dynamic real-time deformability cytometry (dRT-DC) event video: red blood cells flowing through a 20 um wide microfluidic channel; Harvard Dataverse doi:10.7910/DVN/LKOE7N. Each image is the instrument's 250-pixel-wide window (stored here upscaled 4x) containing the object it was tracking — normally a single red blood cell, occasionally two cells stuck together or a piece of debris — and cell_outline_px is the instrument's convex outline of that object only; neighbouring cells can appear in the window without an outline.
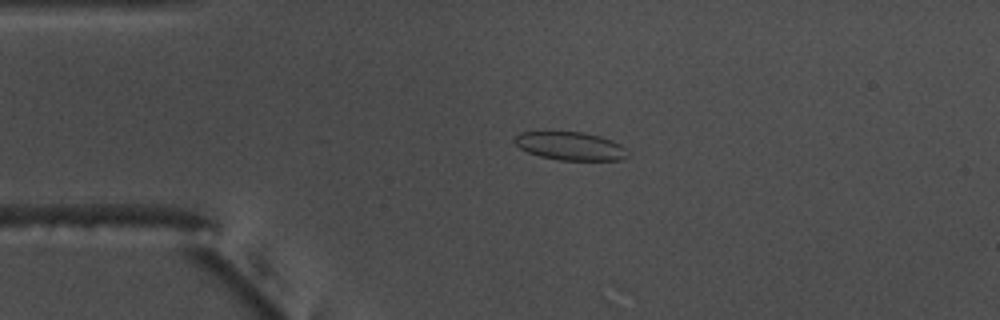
{"species": "common noctule bat (a hibernating species)", "species_latin": "Nyctalus noctula", "temperature_condition": "warm", "stored_images_in_passage": 44, "camera_frame_rate_fps": 3000, "um_per_image_px": 0.085, "animal": {"sex": "male", "body_mass_g": 17.5, "forearm_length_mm": 52.3}, "frame": {"image": 1, "passage_image": 1, "time_ms": 0.0, "image_size_px": [1000, 320], "cell_outline_px": [[628, 156], [620, 160], [560, 160], [540, 156], [528, 152], [520, 148], [512, 140], [512, 136], [520, 132], [584, 132], [600, 136], [612, 140], [620, 144], [624, 148]], "centroid_in_image_um": [48.44, 12.41], "position_along_channel_um": 36.6, "area_um2": 18.61}}
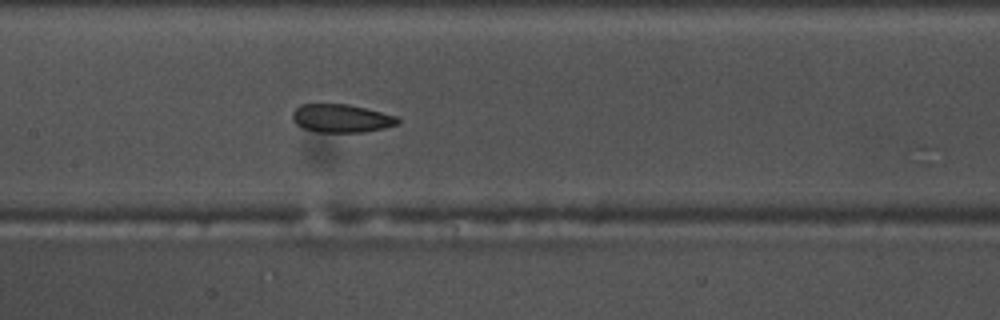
{"frame": {"image": 2, "passage_image": 15, "time_ms": 4.667, "image_size_px": [1000, 320], "cell_outline_px": [[400, 124], [384, 128], [364, 132], [320, 132], [304, 128], [296, 124], [292, 120], [292, 112], [300, 104], [348, 104], [396, 116], [400, 120]], "centroid_in_image_um": [29.01, 10.06], "position_along_channel_um": 178.4, "area_um2": 17.28}}
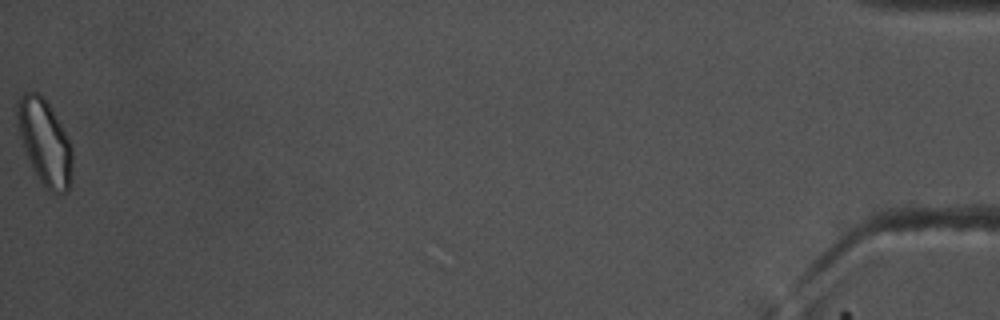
{"frame": {"image": 3, "passage_image": 44, "time_ms": 14.333, "image_size_px": [1000, 320], "cell_outline_px": [[72, 168], [68, 188], [64, 192], [52, 192], [44, 188], [32, 168], [20, 132], [16, 112], [16, 100], [24, 92], [36, 92], [48, 104], [72, 144]], "centroid_in_image_um": [3.81, 12.09], "position_along_channel_um": 431.4, "area_um2": 26.7}, "authors_computed_cell_mechanics": {"area_um2": 18.3515, "velocity_mm_per_s": 3.7073, "shape_relaxation_time_tau1_ms": null, "shape_relaxation_time_tau2_ms": 2.5203, "deformation_change_tau1": null, "deformation_change_tau2": 0.0729}}